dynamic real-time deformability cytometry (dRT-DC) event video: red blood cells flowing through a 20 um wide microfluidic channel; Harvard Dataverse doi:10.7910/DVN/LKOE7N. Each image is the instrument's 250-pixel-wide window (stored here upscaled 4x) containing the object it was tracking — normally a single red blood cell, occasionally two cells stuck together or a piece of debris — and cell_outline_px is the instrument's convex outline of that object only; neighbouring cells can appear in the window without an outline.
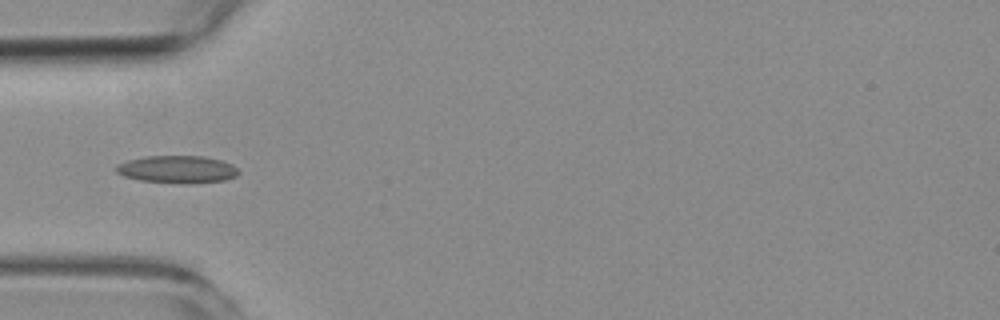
{"species": "common noctule bat (a hibernating species)", "species_latin": "Nyctalus noctula", "temperature_condition": "room temperature", "stored_images_in_passage": 2, "camera_frame_rate_fps": 3000, "um_per_image_px": 0.085, "animal": {"sex": "female", "body_mass_g": 19.3, "forearm_length_mm": 54.1}, "frame": {"image": 1, "passage_image": 2, "time_ms": 1.0, "image_size_px": [1000, 320], "cell_outline_px": [[240, 172], [236, 176], [224, 180], [192, 184], [184, 184], [140, 180], [124, 176], [116, 172], [116, 164], [128, 160], [144, 156], [204, 156], [220, 160], [232, 164]], "centroid_in_image_um": [15.07, 14.4], "position_along_channel_um": 69.9, "area_um2": 19.71}}